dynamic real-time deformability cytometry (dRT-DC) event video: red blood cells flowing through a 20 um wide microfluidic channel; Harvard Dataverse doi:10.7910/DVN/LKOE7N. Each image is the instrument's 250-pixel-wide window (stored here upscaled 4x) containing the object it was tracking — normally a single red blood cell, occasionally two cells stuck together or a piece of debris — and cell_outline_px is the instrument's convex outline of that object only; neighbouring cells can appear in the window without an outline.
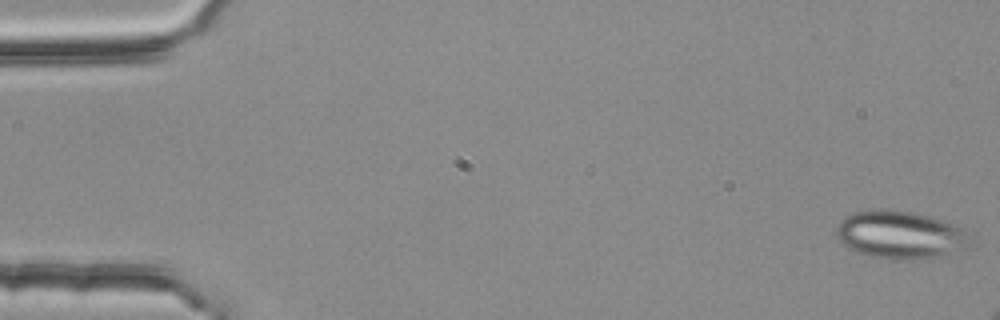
{"species": "common noctule bat (a hibernating species)", "species_latin": "Nyctalus noctula", "temperature_condition": "room temperature", "stored_images_in_passage": 4, "camera_frame_rate_fps": 3000, "um_per_image_px": 0.085, "animal": {"sex": "female", "body_mass_g": 25.1}, "frame": {"image": 1, "passage_image": 1, "time_ms": 0.0, "image_size_px": [1000, 320], "cell_outline_px": [[972, 248], [936, 256], [912, 260], [892, 260], [868, 256], [856, 252], [848, 248], [836, 236], [836, 228], [840, 220], [852, 212], [880, 208], [884, 208], [912, 212], [928, 216], [952, 224], [968, 232], [972, 244]], "centroid_in_image_um": [76.51, 19.97], "position_along_channel_um": 8.5, "area_um2": 37.74}}